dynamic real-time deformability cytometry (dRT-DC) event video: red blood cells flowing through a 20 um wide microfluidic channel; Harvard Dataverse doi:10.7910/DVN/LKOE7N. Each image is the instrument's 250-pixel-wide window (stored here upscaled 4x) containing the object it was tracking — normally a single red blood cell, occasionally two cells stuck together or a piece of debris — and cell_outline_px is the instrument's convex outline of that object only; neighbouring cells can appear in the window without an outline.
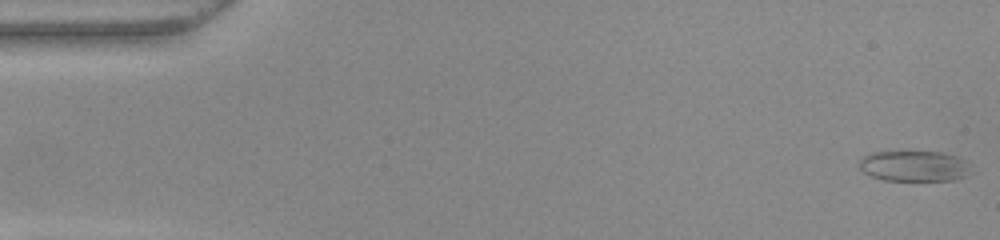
{"species": "common noctule bat (a hibernating species)", "species_latin": "Nyctalus noctula", "temperature_condition": "warm", "stored_images_in_passage": 51, "camera_frame_rate_fps": 3000, "um_per_image_px": 0.085, "animal": {"sex": "female", "body_mass_g": 22.0, "forearm_length_mm": 56.7}, "frame": {"image": 1, "passage_image": 1, "time_ms": 0.0, "image_size_px": [1000, 240], "cell_outline_px": [[964, 176], [952, 180], [884, 180], [872, 176], [864, 172], [856, 164], [864, 156], [872, 152], [908, 148], [940, 152], [956, 156], [964, 160]], "centroid_in_image_um": [77.54, 14.04], "position_along_channel_um": 7.5, "area_um2": 20.29}}
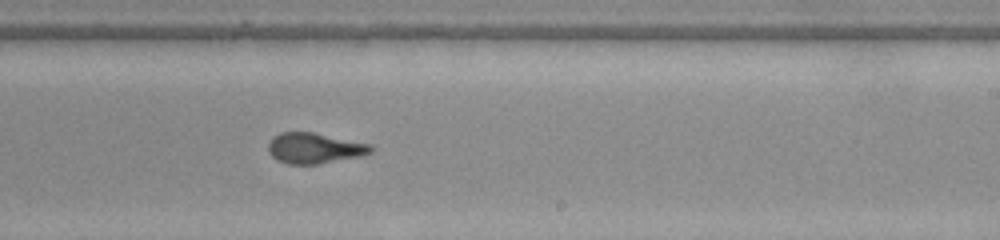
{"frame": {"image": 2, "passage_image": 31, "time_ms": 10.0, "image_size_px": [1000, 240], "cell_outline_px": [[376, 148], [372, 152], [360, 156], [320, 164], [288, 164], [276, 160], [268, 152], [268, 144], [272, 136], [280, 132], [312, 132], [372, 144]], "centroid_in_image_um": [26.73, 12.59], "position_along_channel_um": 262.3, "area_um2": 18.55}}
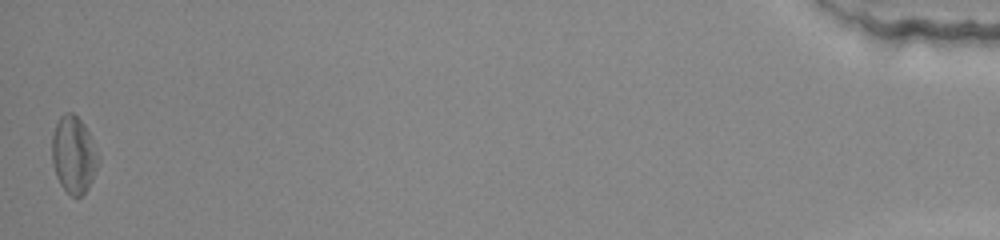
{"frame": {"image": 3, "passage_image": 51, "time_ms": 16.667, "image_size_px": [1000, 240], "cell_outline_px": [[100, 160], [92, 180], [88, 188], [80, 196], [72, 196], [60, 184], [56, 176], [52, 160], [52, 136], [56, 124], [60, 116], [64, 112], [72, 112], [84, 124], [100, 156]], "centroid_in_image_um": [6.26, 13.14], "position_along_channel_um": 428.9, "area_um2": 20.69}, "authors_computed_cell_mechanics": {"area_um2": 19.0162, "velocity_mm_per_s": 3.9754, "shape_relaxation_time_tau1_ms": 3.977, "shape_relaxation_time_tau2_ms": 2.0186, "deformation_change_tau1": 0.1649, "deformation_change_tau2": 0.109}}